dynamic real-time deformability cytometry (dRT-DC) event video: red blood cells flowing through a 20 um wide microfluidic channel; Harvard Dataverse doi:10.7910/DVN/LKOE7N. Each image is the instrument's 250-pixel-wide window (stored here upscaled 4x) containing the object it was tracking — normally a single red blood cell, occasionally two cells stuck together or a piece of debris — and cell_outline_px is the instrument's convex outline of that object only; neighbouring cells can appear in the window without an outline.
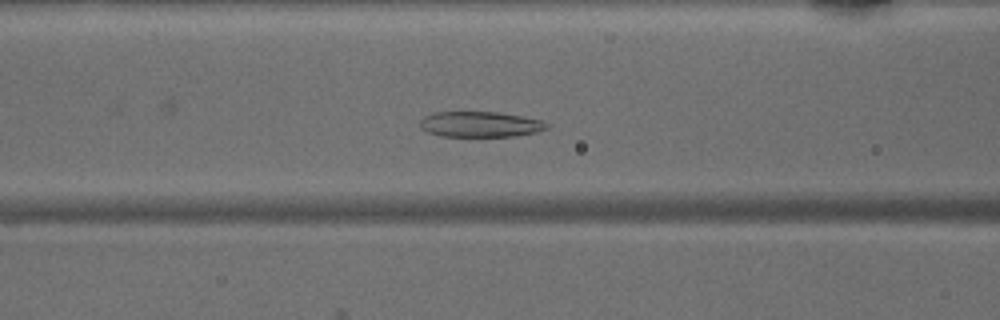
{"species": "common noctule bat (a hibernating species)", "species_latin": "Nyctalus noctula", "temperature_condition": "warm", "stored_images_in_passage": 36, "camera_frame_rate_fps": 3000, "um_per_image_px": 0.085, "animal": {"sex": "male", "body_mass_g": 15.6}, "frame": {"image": 1, "passage_image": 12, "time_ms": 3.667, "image_size_px": [1000, 320], "cell_outline_px": [[548, 128], [536, 132], [516, 136], [440, 136], [428, 132], [420, 128], [420, 120], [424, 116], [432, 112], [496, 112], [524, 116], [544, 120], [548, 124]], "centroid_in_image_um": [40.82, 10.56], "position_along_channel_um": 125.8, "area_um2": 19.02}}
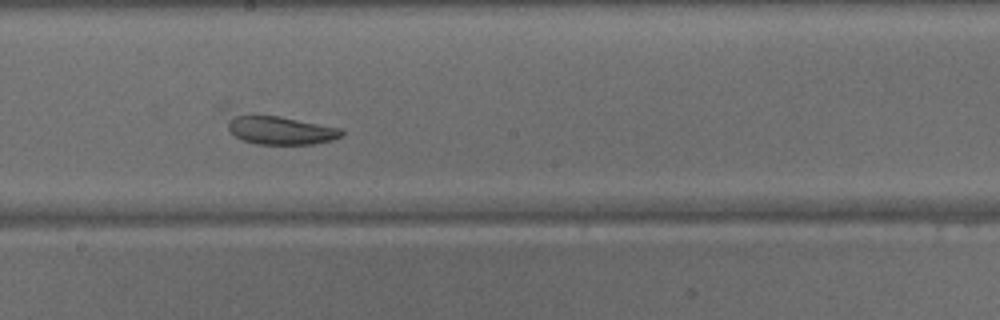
{"frame": {"image": 2, "passage_image": 19, "time_ms": 6.0, "image_size_px": [1000, 320], "cell_outline_px": [[344, 136], [332, 140], [312, 144], [256, 144], [244, 140], [228, 132], [228, 124], [232, 112], [276, 116], [340, 128], [344, 132]], "centroid_in_image_um": [23.77, 11.05], "position_along_channel_um": 224.4, "area_um2": 18.96}}
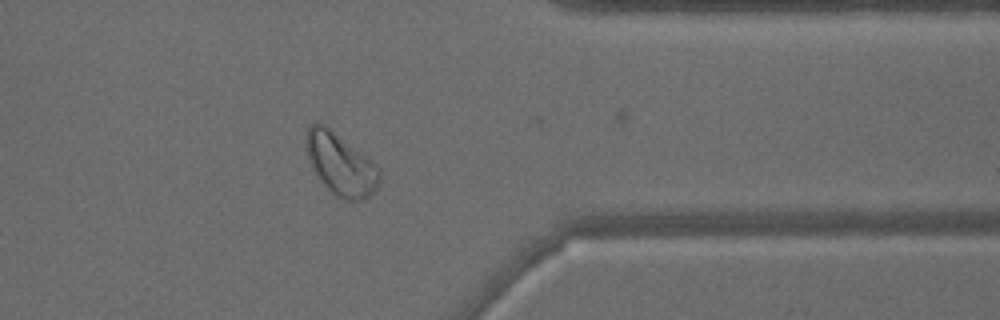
{"frame": {"image": 3, "passage_image": 31, "time_ms": 10.0, "image_size_px": [1000, 320], "cell_outline_px": [[380, 184], [364, 200], [344, 200], [336, 196], [316, 176], [312, 168], [304, 144], [304, 140], [308, 128], [312, 124], [324, 124], [368, 156], [380, 168]], "centroid_in_image_um": [28.96, 13.96], "position_along_channel_um": 382.4, "area_um2": 26.59}}